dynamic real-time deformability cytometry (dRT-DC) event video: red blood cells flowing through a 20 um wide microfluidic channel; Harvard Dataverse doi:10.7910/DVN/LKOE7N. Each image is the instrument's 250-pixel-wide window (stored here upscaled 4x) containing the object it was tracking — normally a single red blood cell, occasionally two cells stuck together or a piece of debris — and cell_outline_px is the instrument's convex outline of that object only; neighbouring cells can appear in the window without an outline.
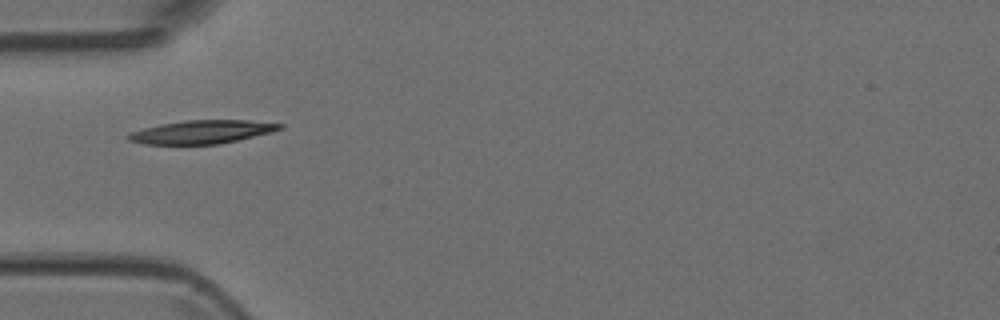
{"species": "Egyptian fruit bat (a non-hibernating species)", "species_latin": "Rousettus aegyptiacus", "temperature_condition": "room temperature", "stored_images_in_passage": 3, "camera_frame_rate_fps": 3000, "um_per_image_px": 0.085, "animal": {"sex": "female"}, "frame": {"image": 1, "passage_image": 1, "time_ms": 0.0, "image_size_px": [1000, 320], "cell_outline_px": [[284, 128], [272, 132], [220, 144], [144, 144], [128, 140], [124, 136], [132, 132], [144, 128], [160, 124], [184, 120], [248, 120], [284, 124]], "centroid_in_image_um": [17.17, 11.21], "position_along_channel_um": 67.8, "area_um2": 20.63}}
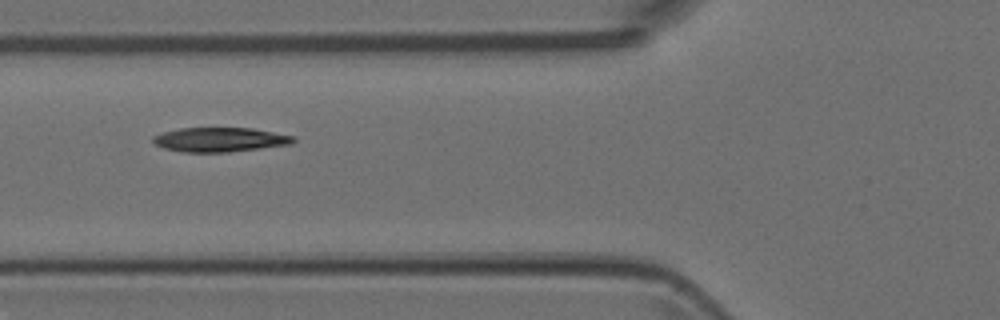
{"frame": {"image": 2, "passage_image": 2, "time_ms": 0.333, "image_size_px": [1000, 320], "cell_outline_px": [[296, 140], [292, 144], [228, 152], [184, 152], [164, 148], [156, 144], [152, 140], [152, 136], [164, 132], [180, 128], [252, 128], [296, 136]], "centroid_in_image_um": [18.72, 11.86], "position_along_channel_um": 107.1, "area_um2": 19.88}}
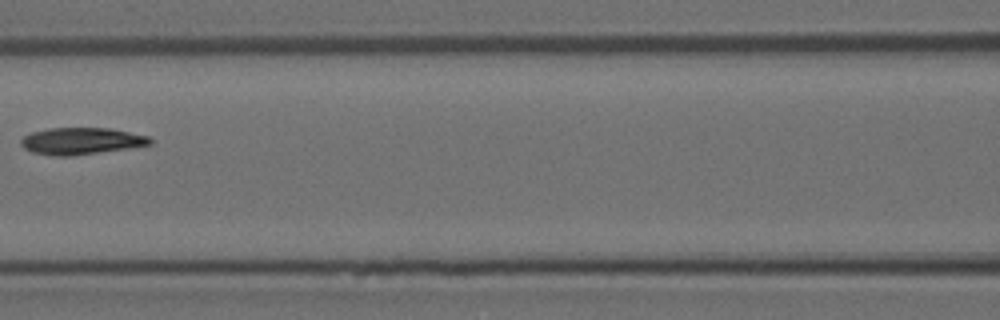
{"frame": {"image": 3, "passage_image": 3, "time_ms": 0.667, "image_size_px": [1000, 320], "cell_outline_px": [[152, 144], [128, 148], [72, 156], [52, 156], [32, 152], [24, 148], [20, 144], [20, 140], [24, 136], [32, 132], [48, 128], [108, 128], [148, 136], [152, 140]], "centroid_in_image_um": [6.87, 11.99], "position_along_channel_um": 159.7, "area_um2": 20.11}}